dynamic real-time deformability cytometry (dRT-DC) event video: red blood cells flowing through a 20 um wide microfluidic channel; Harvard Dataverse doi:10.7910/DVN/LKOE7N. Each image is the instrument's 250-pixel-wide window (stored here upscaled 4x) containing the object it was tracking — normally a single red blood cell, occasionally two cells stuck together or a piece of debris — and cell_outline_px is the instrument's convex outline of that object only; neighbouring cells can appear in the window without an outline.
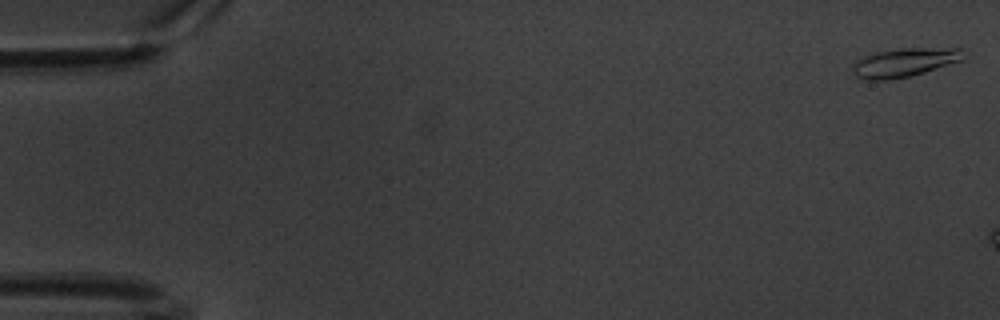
{"species": "common noctule bat (a hibernating species)", "species_latin": "Nyctalus noctula", "temperature_condition": "warm", "stored_images_in_passage": 7, "camera_frame_rate_fps": 3000, "um_per_image_px": 0.085, "animal": {"sex": "male", "body_mass_g": 20.1, "forearm_length_mm": 53.5}, "frame": {"image": 1, "passage_image": 1, "time_ms": 0.0, "image_size_px": [1000, 320], "cell_outline_px": [[964, 60], [924, 72], [908, 76], [888, 80], [864, 80], [856, 76], [852, 72], [852, 64], [856, 60], [864, 56], [876, 52], [900, 48], [960, 48]], "centroid_in_image_um": [76.82, 5.31], "position_along_channel_um": 8.2, "area_um2": 18.55}}